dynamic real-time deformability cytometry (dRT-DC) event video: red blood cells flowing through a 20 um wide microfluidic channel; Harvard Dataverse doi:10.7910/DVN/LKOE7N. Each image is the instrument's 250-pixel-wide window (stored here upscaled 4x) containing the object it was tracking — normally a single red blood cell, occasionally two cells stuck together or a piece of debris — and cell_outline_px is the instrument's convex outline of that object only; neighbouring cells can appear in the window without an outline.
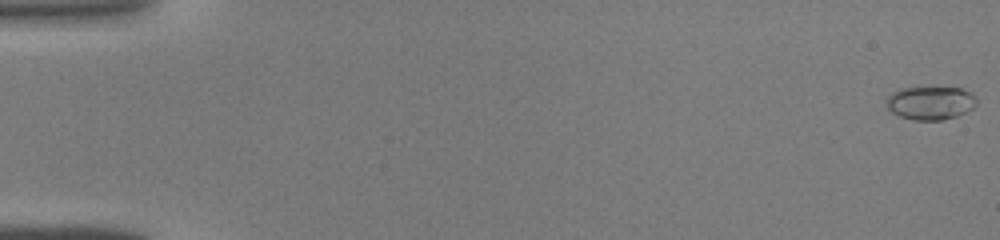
{"species": "common noctule bat (a hibernating species)", "species_latin": "Nyctalus noctula", "temperature_condition": "warm", "stored_images_in_passage": 44, "camera_frame_rate_fps": 3000, "um_per_image_px": 0.085, "animal": {"sex": "male", "body_mass_g": 19.0, "forearm_length_mm": 50.8}, "frame": {"image": 1, "passage_image": 1, "time_ms": 0.0, "image_size_px": [1000, 240], "cell_outline_px": [[976, 104], [972, 108], [956, 116], [940, 120], [912, 120], [900, 116], [892, 112], [888, 108], [888, 96], [892, 92], [904, 88], [960, 88], [976, 96]], "centroid_in_image_um": [79.09, 8.76], "position_along_channel_um": 5.9, "area_um2": 17.17}}
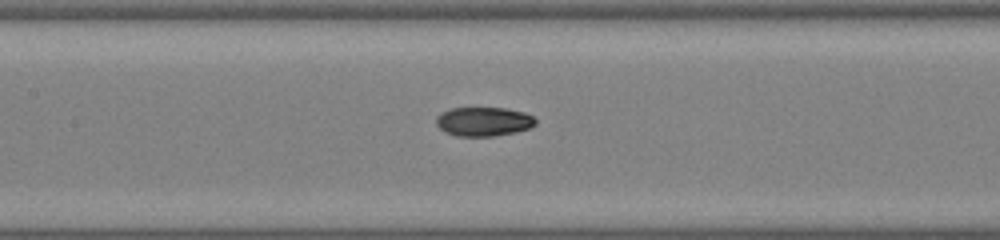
{"frame": {"image": 2, "passage_image": 22, "time_ms": 7.0, "image_size_px": [1000, 240], "cell_outline_px": [[536, 124], [532, 128], [516, 132], [492, 136], [456, 136], [444, 132], [436, 124], [436, 116], [440, 112], [452, 108], [504, 108], [524, 112], [532, 116], [536, 120]], "centroid_in_image_um": [41.1, 10.33], "position_along_channel_um": 166.3, "area_um2": 16.99}}
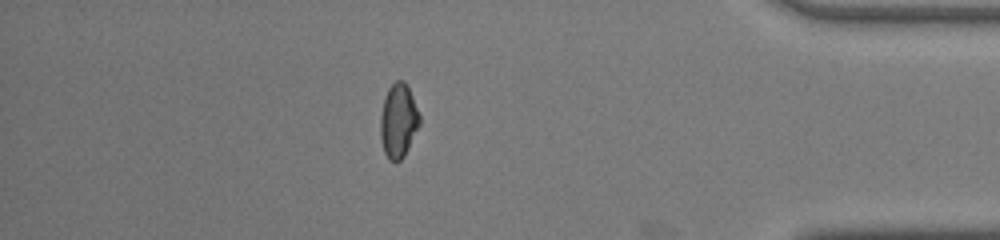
{"frame": {"image": 3, "passage_image": 39, "time_ms": 12.667, "image_size_px": [1000, 240], "cell_outline_px": [[420, 124], [404, 156], [400, 160], [388, 160], [384, 152], [380, 136], [380, 116], [384, 100], [388, 88], [396, 80], [404, 80], [412, 96], [420, 116]], "centroid_in_image_um": [33.85, 10.26], "position_along_channel_um": 401.3, "area_um2": 16.76}}